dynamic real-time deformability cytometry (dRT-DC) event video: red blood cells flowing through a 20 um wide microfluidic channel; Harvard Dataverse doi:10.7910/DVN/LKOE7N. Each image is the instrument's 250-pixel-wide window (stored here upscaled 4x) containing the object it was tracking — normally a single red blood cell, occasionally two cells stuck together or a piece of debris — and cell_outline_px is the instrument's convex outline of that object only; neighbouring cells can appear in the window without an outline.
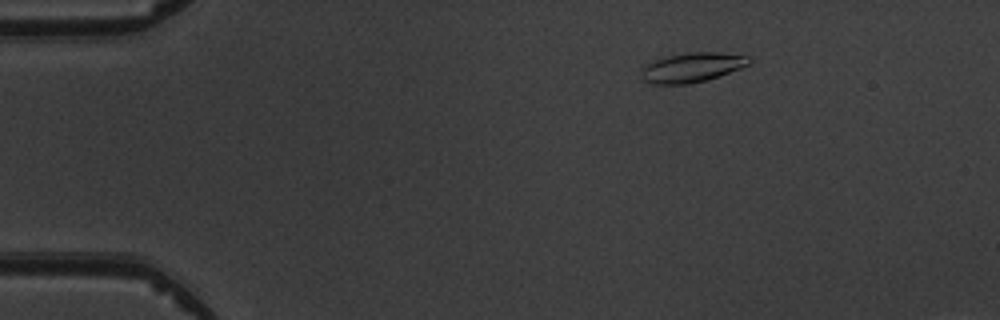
{"species": "common noctule bat (a hibernating species)", "species_latin": "Nyctalus noctula", "temperature_condition": "warm", "stored_images_in_passage": 4, "camera_frame_rate_fps": 3000, "um_per_image_px": 0.085, "animal": {"sex": "male", "body_mass_g": 19.5, "forearm_length_mm": 54.6}, "frame": {"image": 1, "passage_image": 1, "time_ms": 0.0, "image_size_px": [1000, 320], "cell_outline_px": [[752, 60], [748, 64], [740, 68], [708, 80], [688, 84], [652, 84], [644, 80], [640, 72], [640, 68], [652, 60], [668, 56], [688, 52], [720, 52], [748, 56]], "centroid_in_image_um": [58.79, 5.73], "position_along_channel_um": 26.2, "area_um2": 18.67}}